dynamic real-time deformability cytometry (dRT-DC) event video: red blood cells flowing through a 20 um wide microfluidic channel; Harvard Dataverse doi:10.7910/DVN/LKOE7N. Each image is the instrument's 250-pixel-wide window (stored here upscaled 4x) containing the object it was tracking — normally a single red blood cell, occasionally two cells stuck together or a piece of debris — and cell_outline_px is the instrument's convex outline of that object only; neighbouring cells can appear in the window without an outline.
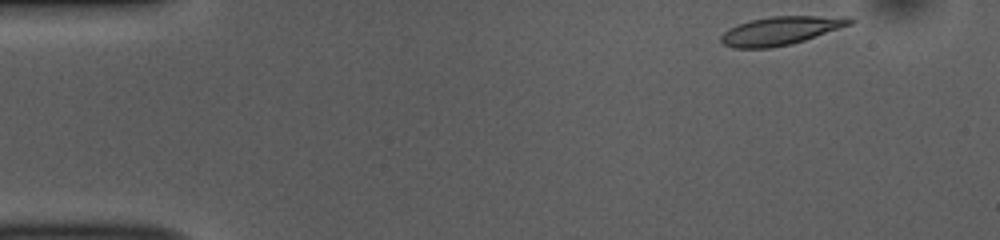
{"species": "common noctule bat (a hibernating species)", "species_latin": "Nyctalus noctula", "temperature_condition": "room temperature", "stored_images_in_passage": 47, "camera_frame_rate_fps": 3000, "um_per_image_px": 0.085, "animal": {"sex": "female", "body_mass_g": 10.0, "forearm_length_mm": 53.1}, "frame": {"image": 1, "passage_image": 1, "time_ms": 0.0, "image_size_px": [1000, 240], "cell_outline_px": [[856, 20], [852, 24], [792, 44], [772, 48], [732, 48], [724, 44], [720, 40], [720, 36], [728, 28], [736, 24], [752, 20], [772, 16], [852, 16]], "centroid_in_image_um": [66.38, 2.6], "position_along_channel_um": 18.6, "area_um2": 21.5}}
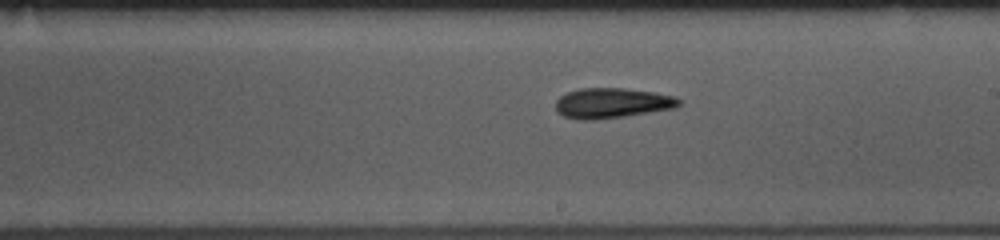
{"frame": {"image": 2, "passage_image": 25, "time_ms": 8.0, "image_size_px": [1000, 240], "cell_outline_px": [[680, 104], [676, 108], [624, 116], [596, 120], [576, 120], [564, 116], [556, 112], [556, 100], [560, 96], [568, 92], [580, 88], [624, 88], [656, 92], [672, 96], [680, 100]], "centroid_in_image_um": [51.99, 8.76], "position_along_channel_um": 237.0, "area_um2": 21.79}}
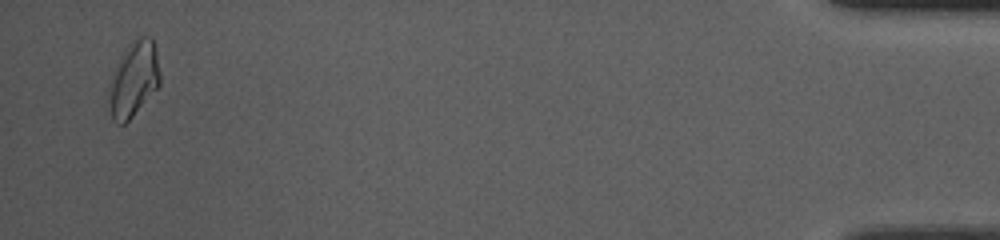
{"frame": {"image": 3, "passage_image": 46, "time_ms": 15.0, "image_size_px": [1000, 240], "cell_outline_px": [[160, 84], [132, 116], [124, 124], [116, 124], [112, 120], [108, 88], [108, 84], [112, 72], [124, 48], [132, 40], [140, 36], [152, 36], [156, 52], [160, 72]], "centroid_in_image_um": [11.34, 6.69], "position_along_channel_um": 423.9, "area_um2": 22.48}, "authors_computed_cell_mechanics": {"area_um2": 20.9236, "velocity_mm_per_s": 3.8355, "shape_relaxation_time_tau1_ms": 4.5348, "shape_relaxation_time_tau2_ms": 2.2639, "deformation_change_tau1": 0.1538, "deformation_change_tau2": 0.098}}